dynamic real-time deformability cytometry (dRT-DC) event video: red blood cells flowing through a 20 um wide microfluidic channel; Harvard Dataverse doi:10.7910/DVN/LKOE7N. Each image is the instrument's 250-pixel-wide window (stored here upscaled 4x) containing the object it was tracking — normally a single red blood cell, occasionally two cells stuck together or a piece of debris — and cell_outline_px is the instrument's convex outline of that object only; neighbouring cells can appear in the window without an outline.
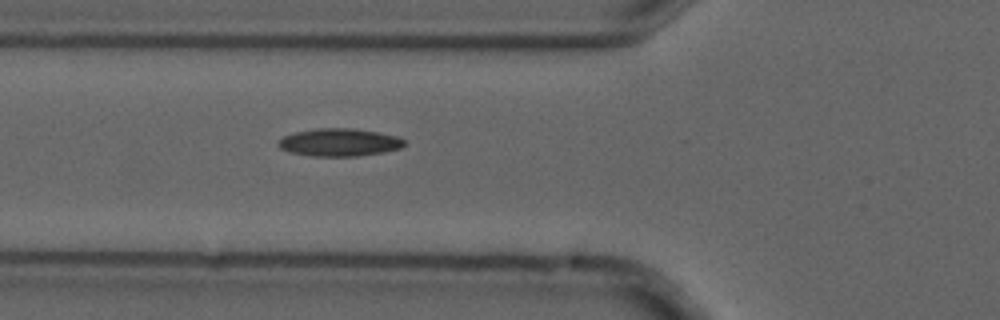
{"species": "common noctule bat (a hibernating species)", "species_latin": "Nyctalus noctula", "temperature_condition": "cold", "stored_images_in_passage": 6, "camera_frame_rate_fps": 3000, "um_per_image_px": 0.085, "animal": {"sex": "male", "forearm_length_mm": 52.5}, "frame": {"image": 1, "passage_image": 6, "time_ms": 1.667, "image_size_px": [1000, 320], "cell_outline_px": [[404, 144], [400, 148], [384, 152], [356, 156], [312, 156], [288, 152], [280, 148], [276, 144], [284, 136], [296, 132], [316, 128], [352, 128], [376, 132], [396, 136], [404, 140]], "centroid_in_image_um": [28.81, 12.1], "position_along_channel_um": 97.0, "area_um2": 20.23}}